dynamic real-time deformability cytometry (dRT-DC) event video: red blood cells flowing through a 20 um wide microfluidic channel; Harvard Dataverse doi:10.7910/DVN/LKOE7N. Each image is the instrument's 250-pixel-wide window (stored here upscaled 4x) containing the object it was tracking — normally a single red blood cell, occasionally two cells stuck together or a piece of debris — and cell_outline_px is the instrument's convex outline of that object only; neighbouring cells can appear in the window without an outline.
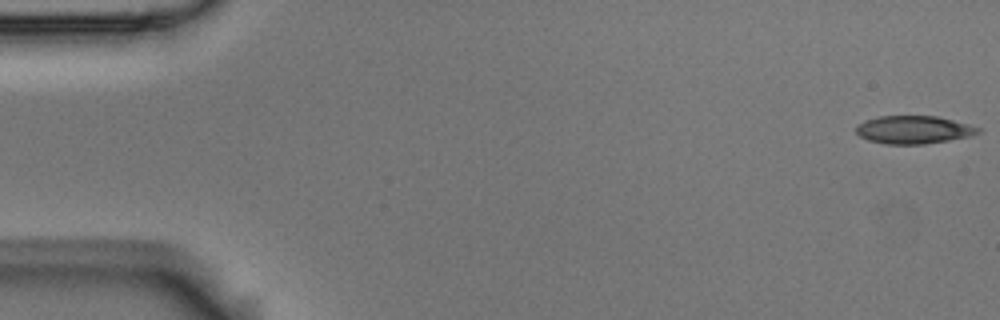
{"species": "Egyptian fruit bat (a non-hibernating species)", "species_latin": "Rousettus aegyptiacus", "temperature_condition": "room temperature", "stored_images_in_passage": 6, "camera_frame_rate_fps": 3000, "um_per_image_px": 0.085, "animal": {"sex": "male"}, "frame": {"image": 1, "passage_image": 1, "time_ms": 0.0, "image_size_px": [1000, 320], "cell_outline_px": [[984, 128], [980, 132], [972, 136], [924, 144], [884, 144], [868, 140], [860, 136], [856, 132], [856, 124], [864, 120], [880, 116], [936, 116]], "centroid_in_image_um": [77.66, 11.03], "position_along_channel_um": 7.3, "area_um2": 20.0}}
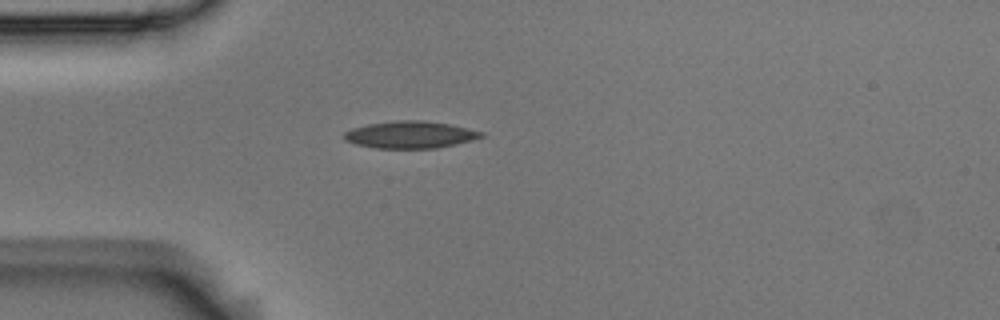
{"frame": {"image": 2, "passage_image": 5, "time_ms": 1.333, "image_size_px": [1000, 320], "cell_outline_px": [[484, 136], [472, 140], [456, 144], [436, 148], [376, 148], [356, 144], [344, 140], [344, 132], [352, 128], [368, 124], [396, 120], [420, 120], [448, 124], [484, 132]], "centroid_in_image_um": [34.85, 11.45], "position_along_channel_um": 50.2, "area_um2": 21.5}}